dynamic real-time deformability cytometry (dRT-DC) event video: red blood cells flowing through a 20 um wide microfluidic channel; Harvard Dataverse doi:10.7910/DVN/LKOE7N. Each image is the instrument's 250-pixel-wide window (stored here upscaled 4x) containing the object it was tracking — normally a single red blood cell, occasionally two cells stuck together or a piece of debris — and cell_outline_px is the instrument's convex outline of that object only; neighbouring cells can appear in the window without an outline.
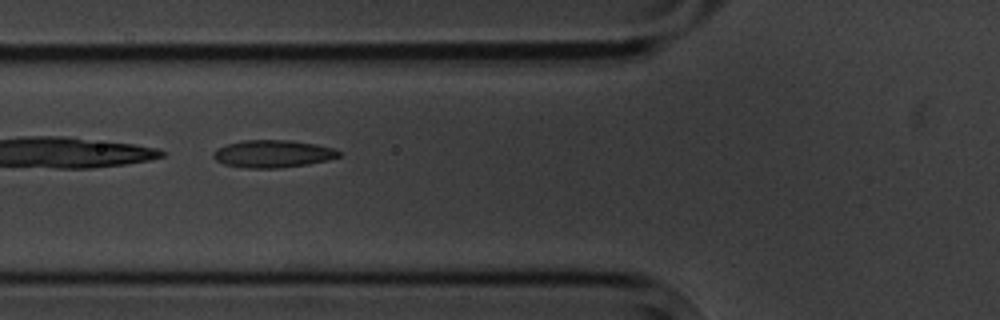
{"species": "common noctule bat (a hibernating species)", "species_latin": "Nyctalus noctula", "temperature_condition": "cold", "stored_images_in_passage": 3, "camera_frame_rate_fps": 3000, "um_per_image_px": 0.085, "animal": {"sex": "male", "body_mass_g": 20.1, "forearm_length_mm": 53.5}, "frame": {"image": 1, "passage_image": 2, "time_ms": 1.333, "image_size_px": [1000, 320], "cell_outline_px": [[340, 156], [328, 160], [308, 164], [280, 168], [244, 168], [224, 164], [216, 160], [212, 156], [212, 152], [216, 148], [228, 144], [244, 140], [292, 140], [316, 144], [332, 148], [340, 152]], "centroid_in_image_um": [23.16, 13.07], "position_along_channel_um": 102.6, "area_um2": 20.17}}